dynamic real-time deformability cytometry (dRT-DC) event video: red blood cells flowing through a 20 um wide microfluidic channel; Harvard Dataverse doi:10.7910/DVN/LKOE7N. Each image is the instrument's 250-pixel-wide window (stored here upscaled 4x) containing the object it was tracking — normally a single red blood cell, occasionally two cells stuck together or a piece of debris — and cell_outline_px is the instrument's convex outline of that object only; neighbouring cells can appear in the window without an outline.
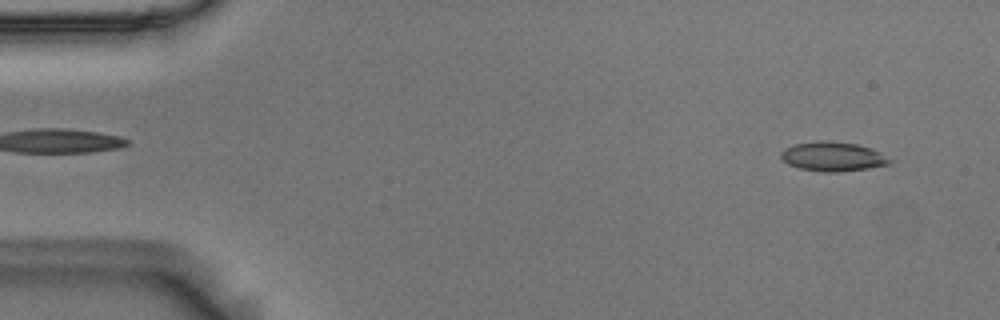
{"species": "Egyptian fruit bat (a non-hibernating species)", "species_latin": "Rousettus aegyptiacus", "temperature_condition": "room temperature", "stored_images_in_passage": 52, "camera_frame_rate_fps": 3000, "um_per_image_px": 0.085, "animal": {"sex": "male"}, "frame": {"image": 1, "passage_image": 1, "time_ms": 0.0, "image_size_px": [1000, 320], "cell_outline_px": [[892, 160], [888, 164], [864, 168], [836, 172], [824, 172], [800, 168], [788, 164], [780, 156], [780, 152], [784, 148], [792, 144], [820, 140], [824, 140], [856, 144], [872, 148], [880, 152]], "centroid_in_image_um": [70.74, 13.28], "position_along_channel_um": 14.3, "area_um2": 18.44}}
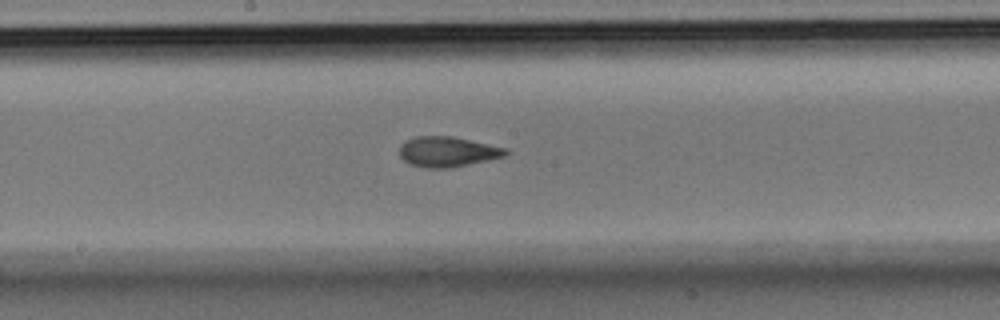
{"frame": {"image": 2, "passage_image": 26, "time_ms": 8.333, "image_size_px": [1000, 320], "cell_outline_px": [[508, 156], [448, 168], [428, 168], [408, 164], [400, 156], [400, 144], [404, 140], [416, 136], [452, 136], [508, 148]], "centroid_in_image_um": [38.04, 12.89], "position_along_channel_um": 210.2, "area_um2": 18.84}}
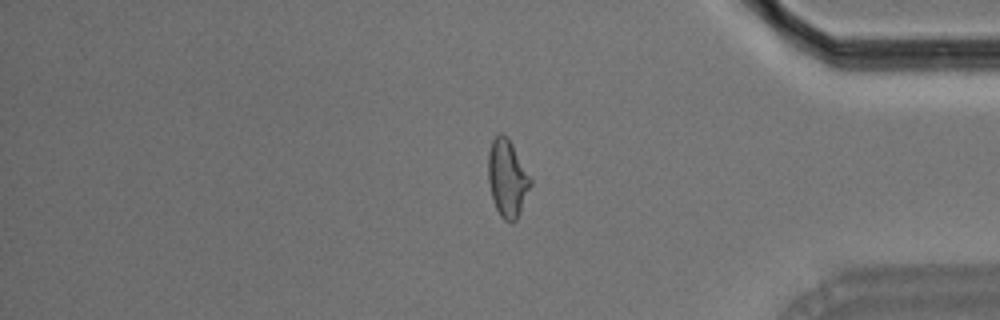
{"frame": {"image": 3, "passage_image": 43, "time_ms": 14.0, "image_size_px": [1000, 320], "cell_outline_px": [[532, 184], [520, 212], [516, 220], [512, 224], [504, 220], [500, 216], [496, 208], [492, 196], [488, 180], [488, 152], [492, 140], [500, 132], [504, 132], [508, 136], [532, 180]], "centroid_in_image_um": [43.12, 15.14], "position_along_channel_um": 392.1, "area_um2": 19.19}, "authors_computed_cell_mechanics": {"area_um2": 18.6983, "velocity_mm_per_s": 3.6292, "shape_relaxation_time_tau1_ms": 10.2315, "shape_relaxation_time_tau2_ms": 2.4885, "deformation_change_tau1": 0.2097, "deformation_change_tau2": 0.0833}}